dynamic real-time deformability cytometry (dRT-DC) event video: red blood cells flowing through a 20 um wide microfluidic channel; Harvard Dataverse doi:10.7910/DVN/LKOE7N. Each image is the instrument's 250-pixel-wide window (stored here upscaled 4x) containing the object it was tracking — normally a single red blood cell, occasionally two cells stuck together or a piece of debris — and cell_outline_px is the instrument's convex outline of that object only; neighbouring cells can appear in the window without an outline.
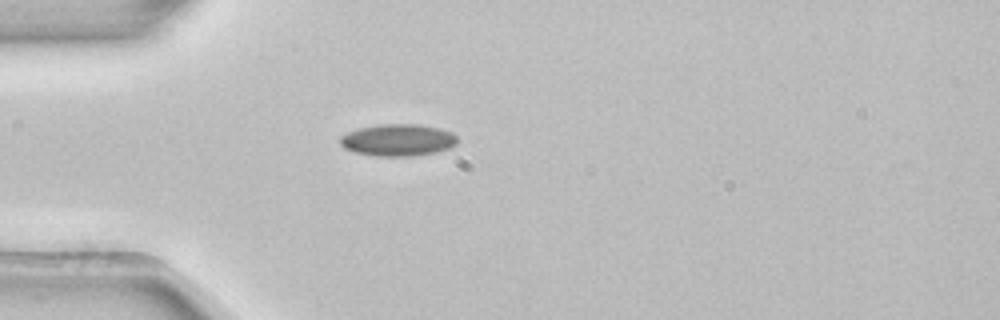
{"species": "common noctule bat (a hibernating species)", "species_latin": "Nyctalus noctula", "temperature_condition": "room temperature", "stored_images_in_passage": 1, "camera_frame_rate_fps": 3000, "um_per_image_px": 0.085, "animal": {"sex": "female", "body_mass_g": 22.7, "forearm_length_mm": 54.2}, "frame": {"image": 1, "passage_image": 1, "time_ms": 0.0, "image_size_px": [1000, 320], "cell_outline_px": [[456, 144], [448, 148], [436, 152], [412, 156], [376, 156], [352, 152], [344, 148], [340, 144], [340, 136], [348, 132], [360, 128], [380, 124], [420, 124], [440, 128], [452, 132], [456, 136]], "centroid_in_image_um": [33.81, 11.9], "position_along_channel_um": 51.2, "area_um2": 21.91}}